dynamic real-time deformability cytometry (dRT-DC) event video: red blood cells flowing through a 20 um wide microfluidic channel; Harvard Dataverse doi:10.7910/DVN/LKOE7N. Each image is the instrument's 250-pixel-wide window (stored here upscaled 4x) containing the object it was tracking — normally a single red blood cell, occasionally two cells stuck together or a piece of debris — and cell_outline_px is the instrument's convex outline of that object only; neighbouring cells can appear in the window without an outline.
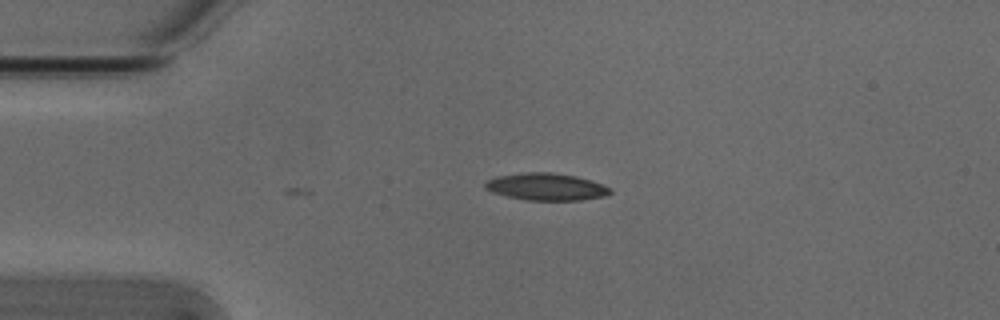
{"species": "Egyptian fruit bat (a non-hibernating species)", "species_latin": "Rousettus aegyptiacus", "temperature_condition": "cold", "stored_images_in_passage": 2, "camera_frame_rate_fps": 3000, "um_per_image_px": 0.085, "animal": {"sex": "male"}, "frame": {"image": 1, "passage_image": 2, "time_ms": 0.333, "image_size_px": [1000, 320], "cell_outline_px": [[612, 192], [604, 196], [580, 200], [528, 200], [508, 196], [492, 192], [484, 188], [484, 184], [488, 180], [496, 176], [524, 172], [552, 172], [576, 176], [592, 180], [612, 188]], "centroid_in_image_um": [46.44, 15.86], "position_along_channel_um": 38.6, "area_um2": 19.83}}